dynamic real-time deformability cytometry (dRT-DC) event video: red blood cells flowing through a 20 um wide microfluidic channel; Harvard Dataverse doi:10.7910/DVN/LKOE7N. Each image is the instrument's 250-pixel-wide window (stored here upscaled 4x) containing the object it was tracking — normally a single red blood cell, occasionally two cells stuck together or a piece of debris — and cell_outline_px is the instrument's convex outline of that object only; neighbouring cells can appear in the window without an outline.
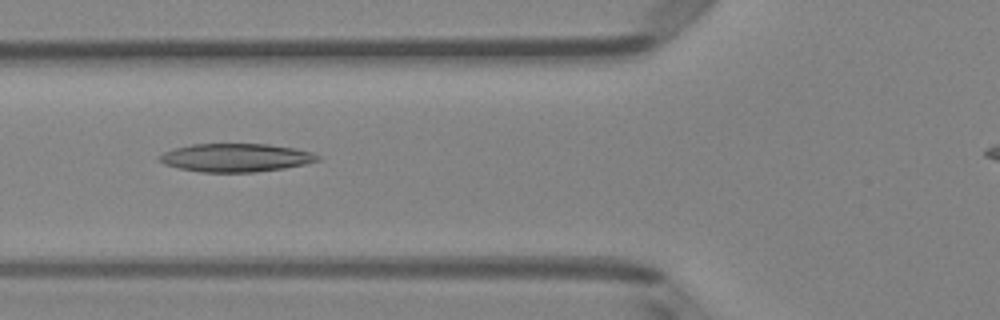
{"species": "Egyptian fruit bat (a non-hibernating species)", "species_latin": "Rousettus aegyptiacus", "temperature_condition": "room temperature", "stored_images_in_passage": 35, "camera_frame_rate_fps": 3000, "um_per_image_px": 0.085, "animal": {"sex": "female"}, "frame": {"image": 1, "passage_image": 8, "time_ms": 2.333, "image_size_px": [1000, 320], "cell_outline_px": [[320, 160], [304, 164], [284, 168], [256, 172], [200, 172], [180, 168], [164, 164], [160, 160], [160, 156], [164, 152], [176, 148], [192, 144], [268, 144], [296, 148], [312, 152], [320, 156]], "centroid_in_image_um": [20.09, 13.4], "position_along_channel_um": 105.7, "area_um2": 25.95}}
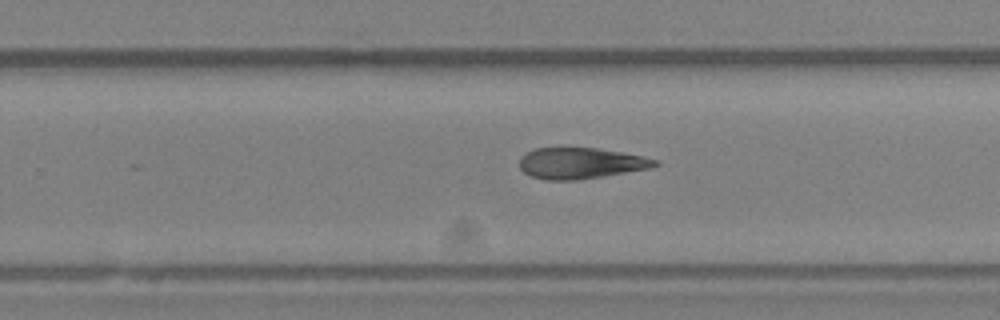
{"frame": {"image": 2, "passage_image": 21, "time_ms": 6.667, "image_size_px": [1000, 320], "cell_outline_px": [[660, 164], [652, 168], [576, 180], [544, 180], [532, 176], [524, 172], [520, 168], [520, 156], [536, 148], [596, 148], [620, 152], [660, 160]], "centroid_in_image_um": [49.37, 13.87], "position_along_channel_um": 280.4, "area_um2": 24.33}}
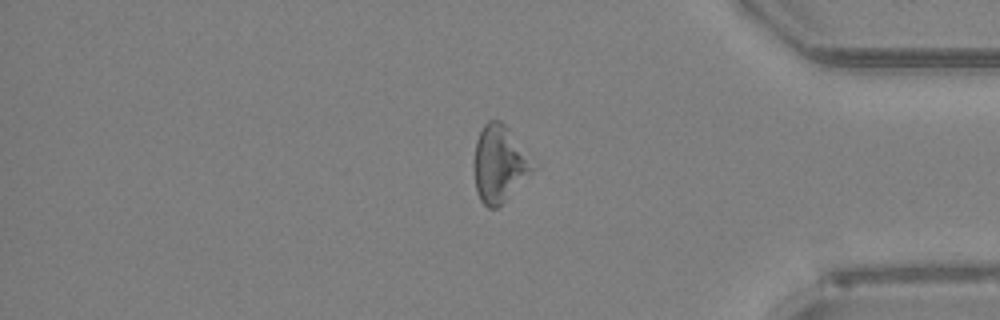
{"frame": {"image": 3, "passage_image": 31, "time_ms": 10.0, "image_size_px": [1000, 320], "cell_outline_px": [[532, 168], [504, 204], [496, 208], [488, 208], [480, 200], [476, 192], [472, 164], [476, 140], [484, 124], [488, 120], [500, 120], [508, 128]], "centroid_in_image_um": [42.3, 13.97], "position_along_channel_um": 392.9, "area_um2": 25.37}}